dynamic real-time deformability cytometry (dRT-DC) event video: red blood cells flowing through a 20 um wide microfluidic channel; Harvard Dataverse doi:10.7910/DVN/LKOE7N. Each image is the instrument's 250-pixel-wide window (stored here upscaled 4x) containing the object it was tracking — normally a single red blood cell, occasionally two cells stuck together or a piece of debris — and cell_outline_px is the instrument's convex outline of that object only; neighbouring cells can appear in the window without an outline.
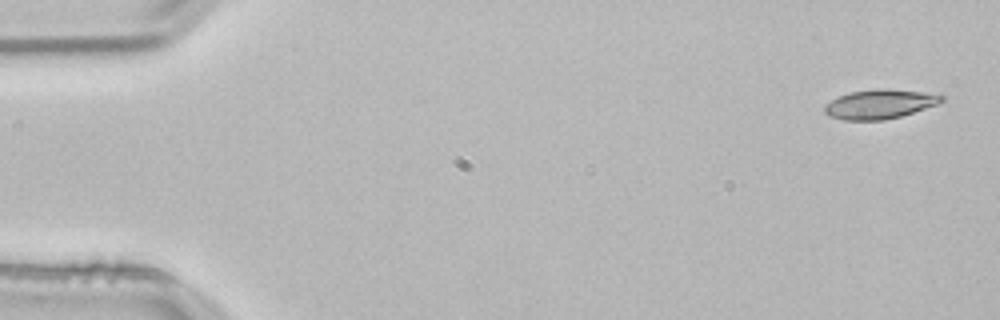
{"species": "common noctule bat (a hibernating species)", "species_latin": "Nyctalus noctula", "temperature_condition": "room temperature", "stored_images_in_passage": 3, "camera_frame_rate_fps": 3000, "um_per_image_px": 0.085, "animal": {"sex": "male", "body_mass_g": 21.5, "forearm_length_mm": 52.0}, "frame": {"image": 1, "passage_image": 1, "time_ms": 0.0, "image_size_px": [1000, 320], "cell_outline_px": [[944, 100], [940, 104], [900, 116], [884, 120], [844, 120], [828, 116], [824, 112], [824, 104], [840, 96], [852, 92], [876, 88], [880, 88], [920, 92], [944, 96]], "centroid_in_image_um": [74.76, 8.86], "position_along_channel_um": 10.2, "area_um2": 19.83}}
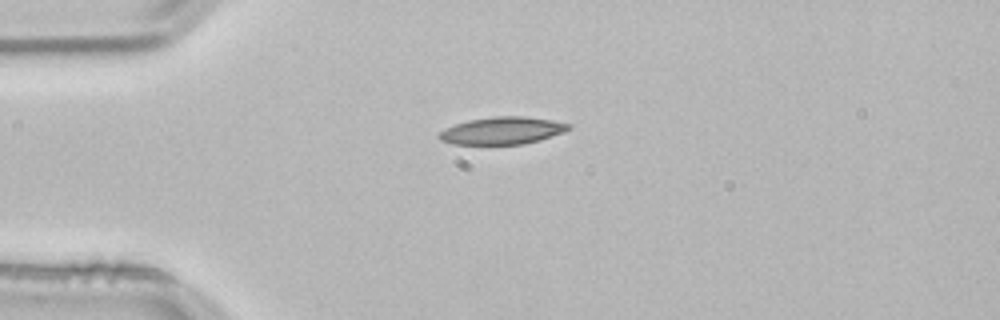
{"frame": {"image": 2, "passage_image": 3, "time_ms": 0.667, "image_size_px": [1000, 320], "cell_outline_px": [[572, 128], [564, 132], [540, 140], [524, 144], [452, 144], [440, 140], [436, 136], [444, 128], [468, 120], [492, 116], [524, 116], [552, 120], [572, 124]], "centroid_in_image_um": [42.7, 11.1], "position_along_channel_um": 42.3, "area_um2": 20.81}}